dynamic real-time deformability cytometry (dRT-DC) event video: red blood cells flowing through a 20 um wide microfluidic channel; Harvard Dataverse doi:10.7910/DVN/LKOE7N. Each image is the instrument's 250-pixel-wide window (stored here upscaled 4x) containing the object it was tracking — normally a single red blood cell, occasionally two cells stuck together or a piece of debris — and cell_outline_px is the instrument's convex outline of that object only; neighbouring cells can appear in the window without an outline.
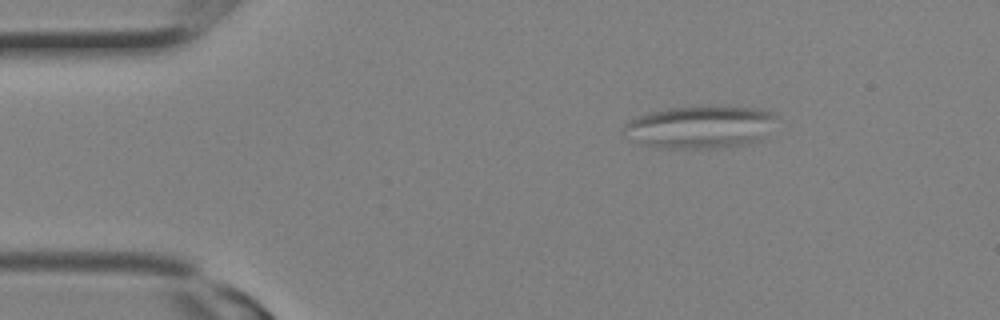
{"species": "Egyptian fruit bat (a non-hibernating species)", "species_latin": "Rousettus aegyptiacus", "temperature_condition": "room temperature", "stored_images_in_passage": 1, "camera_frame_rate_fps": 3000, "um_per_image_px": 0.085, "animal": {"sex": "female"}, "frame": {"image": 1, "passage_image": 1, "time_ms": 0.0, "image_size_px": [1000, 320], "cell_outline_px": [[776, 116], [764, 140], [744, 144], [712, 148], [660, 148], [644, 144], [624, 128], [624, 124], [628, 120], [636, 116], [668, 108], [756, 108], [772, 112]], "centroid_in_image_um": [59.58, 10.81], "position_along_channel_um": 25.4, "area_um2": 36.59}}